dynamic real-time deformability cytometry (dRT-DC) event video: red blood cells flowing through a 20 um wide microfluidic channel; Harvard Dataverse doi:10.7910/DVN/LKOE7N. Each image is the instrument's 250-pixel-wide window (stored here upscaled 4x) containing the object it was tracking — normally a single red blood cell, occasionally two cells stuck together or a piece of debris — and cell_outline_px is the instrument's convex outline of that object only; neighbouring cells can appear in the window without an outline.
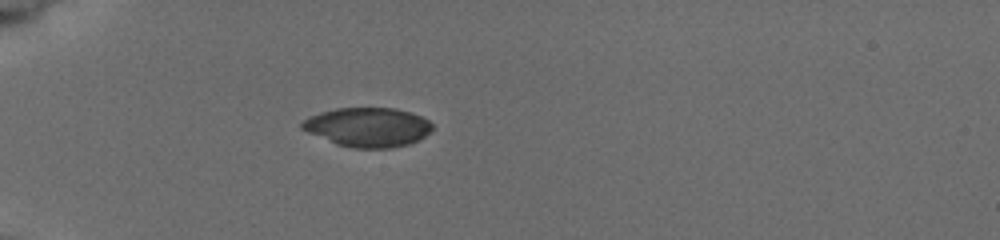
{"species": "common noctule bat (a hibernating species)", "species_latin": "Nyctalus noctula", "temperature_condition": "cold", "stored_images_in_passage": 3, "camera_frame_rate_fps": 3000, "um_per_image_px": 0.085, "animal": {"sex": "female", "body_mass_g": 19.5, "forearm_length_mm": 54.1}, "frame": {"image": 1, "passage_image": 1, "time_ms": 0.0, "image_size_px": [1000, 240], "cell_outline_px": [[432, 128], [424, 136], [408, 144], [388, 148], [356, 148], [336, 144], [308, 132], [300, 128], [300, 124], [308, 116], [320, 112], [336, 108], [396, 108], [420, 116], [428, 120], [432, 124]], "centroid_in_image_um": [31.22, 10.8], "position_along_channel_um": 53.8, "area_um2": 29.54}}
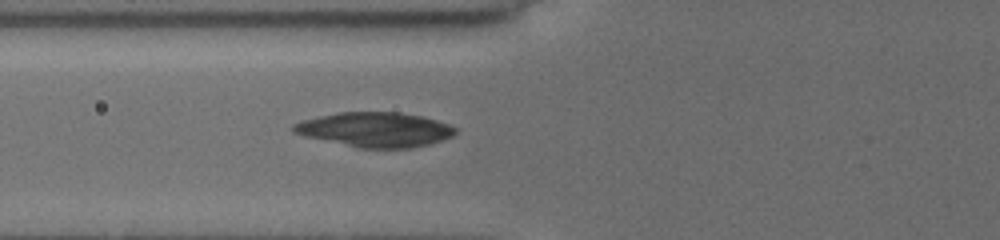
{"frame": {"image": 2, "passage_image": 3, "time_ms": 1.667, "image_size_px": [1000, 240], "cell_outline_px": [[456, 132], [452, 136], [428, 144], [412, 148], [356, 148], [304, 136], [292, 132], [292, 124], [304, 120], [320, 116], [340, 112], [400, 112], [420, 116], [436, 120], [448, 124], [456, 128]], "centroid_in_image_um": [31.85, 11.02], "position_along_channel_um": 93.9, "area_um2": 32.66}}